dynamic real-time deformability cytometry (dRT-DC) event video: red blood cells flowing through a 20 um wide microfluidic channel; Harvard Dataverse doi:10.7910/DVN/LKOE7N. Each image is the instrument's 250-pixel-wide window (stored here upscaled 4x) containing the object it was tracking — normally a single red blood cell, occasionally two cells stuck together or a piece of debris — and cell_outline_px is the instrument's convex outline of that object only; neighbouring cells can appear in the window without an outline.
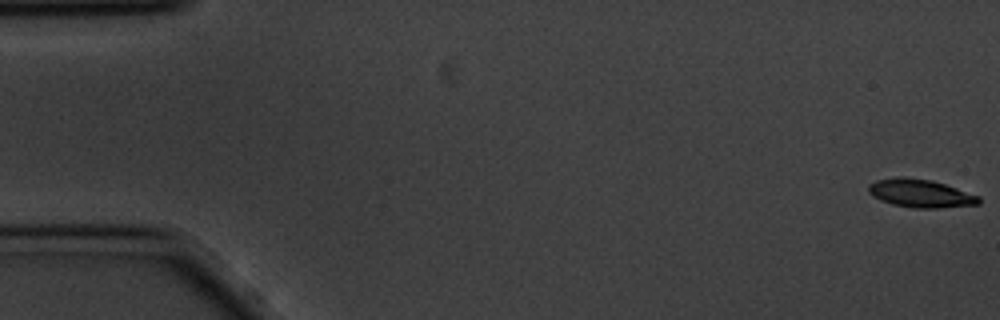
{"species": "common noctule bat (a hibernating species)", "species_latin": "Nyctalus noctula", "temperature_condition": "cold", "stored_images_in_passage": 36, "camera_frame_rate_fps": 3000, "um_per_image_px": 0.085, "animal": {"sex": "male", "body_mass_g": 20.1, "forearm_length_mm": 53.5}, "frame": {"image": 1, "passage_image": 1, "time_ms": 0.0, "image_size_px": [1000, 320], "cell_outline_px": [[980, 204], [940, 208], [912, 208], [892, 204], [880, 200], [872, 196], [868, 192], [868, 184], [876, 180], [896, 176], [904, 176], [932, 180], [980, 196]], "centroid_in_image_um": [78.21, 16.43], "position_along_channel_um": 6.8, "area_um2": 18.32}}
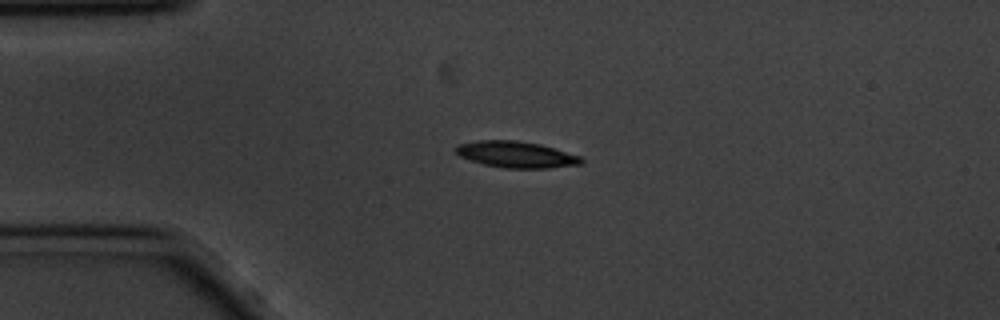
{"frame": {"image": 2, "passage_image": 14, "time_ms": 4.333, "image_size_px": [1000, 320], "cell_outline_px": [[584, 160], [580, 164], [548, 168], [504, 168], [484, 164], [460, 156], [456, 152], [456, 144], [476, 140], [516, 140], [540, 144], [580, 156]], "centroid_in_image_um": [43.85, 13.12], "position_along_channel_um": 41.1, "area_um2": 19.13}}
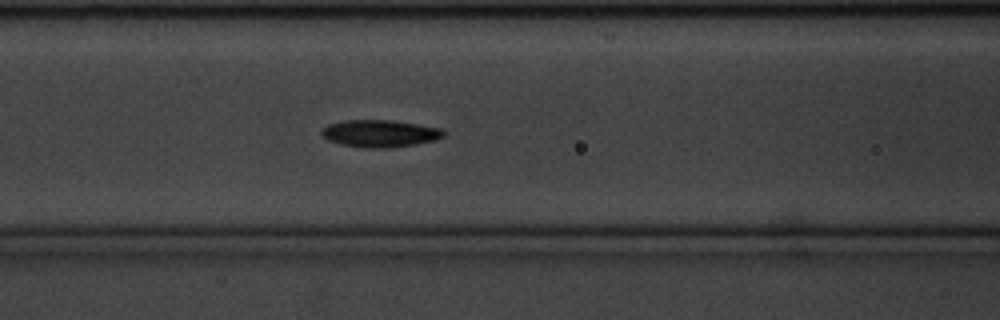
{"frame": {"image": 3, "passage_image": 24, "time_ms": 7.667, "image_size_px": [1000, 320], "cell_outline_px": [[444, 136], [436, 140], [416, 144], [388, 148], [364, 148], [340, 144], [328, 140], [320, 132], [320, 128], [328, 124], [348, 120], [388, 120], [444, 128]], "centroid_in_image_um": [32.29, 11.35], "position_along_channel_um": 134.3, "area_um2": 19.42}}